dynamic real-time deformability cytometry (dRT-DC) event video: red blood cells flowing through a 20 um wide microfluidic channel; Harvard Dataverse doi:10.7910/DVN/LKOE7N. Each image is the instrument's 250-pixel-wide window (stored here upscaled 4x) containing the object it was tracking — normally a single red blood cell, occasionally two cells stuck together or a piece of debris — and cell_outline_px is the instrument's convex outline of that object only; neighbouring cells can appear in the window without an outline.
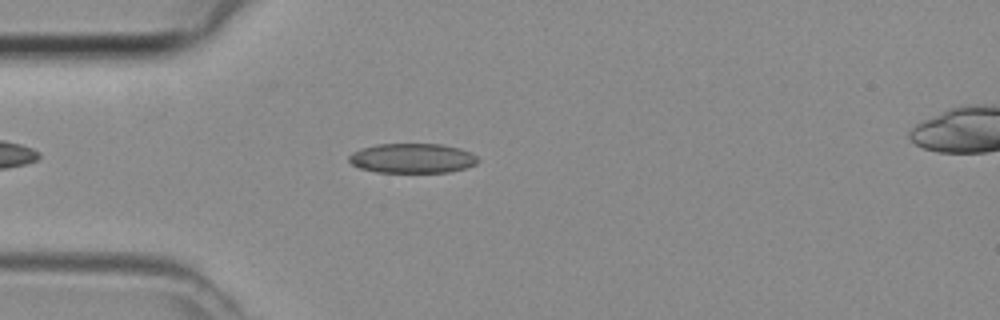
{"species": "common noctule bat (a hibernating species)", "species_latin": "Nyctalus noctula", "temperature_condition": "room temperature", "stored_images_in_passage": 39, "camera_frame_rate_fps": 3000, "um_per_image_px": 0.085, "animal": {"sex": "female", "body_mass_g": 29.2, "forearm_length_mm": 56.3}, "frame": {"image": 1, "passage_image": 6, "time_ms": 1.667, "image_size_px": [1000, 320], "cell_outline_px": [[480, 160], [476, 164], [464, 168], [448, 172], [376, 172], [360, 168], [352, 164], [348, 160], [348, 156], [352, 152], [360, 148], [376, 144], [440, 144], [460, 148], [472, 152]], "centroid_in_image_um": [35.04, 13.44], "position_along_channel_um": 50.0, "area_um2": 22.43}}
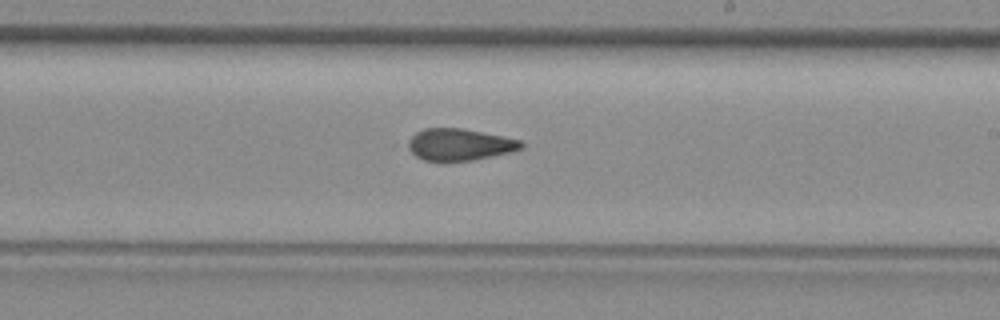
{"frame": {"image": 2, "passage_image": 20, "time_ms": 6.333, "image_size_px": [1000, 320], "cell_outline_px": [[524, 148], [512, 152], [472, 160], [448, 164], [424, 160], [416, 156], [408, 148], [408, 140], [416, 132], [424, 128], [460, 128], [504, 136], [520, 140], [524, 144]], "centroid_in_image_um": [39.06, 12.32], "position_along_channel_um": 249.9, "area_um2": 21.5}}
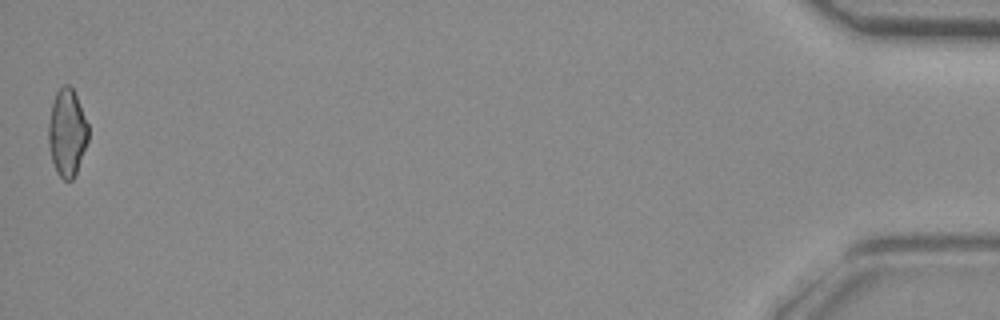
{"frame": {"image": 3, "passage_image": 39, "time_ms": 12.667, "image_size_px": [1000, 320], "cell_outline_px": [[88, 140], [76, 172], [72, 180], [64, 180], [56, 172], [52, 160], [48, 144], [48, 124], [52, 104], [56, 92], [64, 84], [68, 84], [72, 88], [76, 96], [88, 124]], "centroid_in_image_um": [5.69, 11.28], "position_along_channel_um": 429.5, "area_um2": 20.06}}